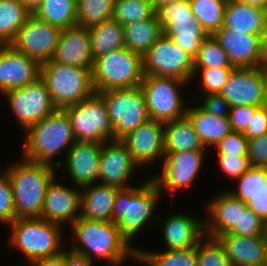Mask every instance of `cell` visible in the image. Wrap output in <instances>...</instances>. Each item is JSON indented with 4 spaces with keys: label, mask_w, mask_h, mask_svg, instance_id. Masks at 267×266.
Instances as JSON below:
<instances>
[{
    "label": "cell",
    "mask_w": 267,
    "mask_h": 266,
    "mask_svg": "<svg viewBox=\"0 0 267 266\" xmlns=\"http://www.w3.org/2000/svg\"><path fill=\"white\" fill-rule=\"evenodd\" d=\"M70 226L77 241L70 251L92 262L99 257L108 261V266H119L129 257L136 260L138 248L131 245L112 222L78 217Z\"/></svg>",
    "instance_id": "obj_1"
},
{
    "label": "cell",
    "mask_w": 267,
    "mask_h": 266,
    "mask_svg": "<svg viewBox=\"0 0 267 266\" xmlns=\"http://www.w3.org/2000/svg\"><path fill=\"white\" fill-rule=\"evenodd\" d=\"M24 133L23 158L35 163L56 166V168H60L62 162H55L53 165L55 155L66 147L68 152L76 142L70 120L63 109H57L29 127Z\"/></svg>",
    "instance_id": "obj_2"
},
{
    "label": "cell",
    "mask_w": 267,
    "mask_h": 266,
    "mask_svg": "<svg viewBox=\"0 0 267 266\" xmlns=\"http://www.w3.org/2000/svg\"><path fill=\"white\" fill-rule=\"evenodd\" d=\"M55 167L24 159L6 167L12 185L16 219L39 218Z\"/></svg>",
    "instance_id": "obj_3"
},
{
    "label": "cell",
    "mask_w": 267,
    "mask_h": 266,
    "mask_svg": "<svg viewBox=\"0 0 267 266\" xmlns=\"http://www.w3.org/2000/svg\"><path fill=\"white\" fill-rule=\"evenodd\" d=\"M161 192L150 178L138 187L120 189L115 197L111 222L131 244L134 237L153 218Z\"/></svg>",
    "instance_id": "obj_4"
},
{
    "label": "cell",
    "mask_w": 267,
    "mask_h": 266,
    "mask_svg": "<svg viewBox=\"0 0 267 266\" xmlns=\"http://www.w3.org/2000/svg\"><path fill=\"white\" fill-rule=\"evenodd\" d=\"M8 244L17 247L28 262L60 254L63 237L61 225L42 218H20L11 224Z\"/></svg>",
    "instance_id": "obj_5"
},
{
    "label": "cell",
    "mask_w": 267,
    "mask_h": 266,
    "mask_svg": "<svg viewBox=\"0 0 267 266\" xmlns=\"http://www.w3.org/2000/svg\"><path fill=\"white\" fill-rule=\"evenodd\" d=\"M92 69L61 64L52 59L41 64L40 77L57 109L77 104L95 92Z\"/></svg>",
    "instance_id": "obj_6"
},
{
    "label": "cell",
    "mask_w": 267,
    "mask_h": 266,
    "mask_svg": "<svg viewBox=\"0 0 267 266\" xmlns=\"http://www.w3.org/2000/svg\"><path fill=\"white\" fill-rule=\"evenodd\" d=\"M143 78V57L126 47L94 61L92 83L97 93L137 87L141 85Z\"/></svg>",
    "instance_id": "obj_7"
},
{
    "label": "cell",
    "mask_w": 267,
    "mask_h": 266,
    "mask_svg": "<svg viewBox=\"0 0 267 266\" xmlns=\"http://www.w3.org/2000/svg\"><path fill=\"white\" fill-rule=\"evenodd\" d=\"M72 127L76 142L104 143L113 140L107 107L102 96L94 92L89 97L63 108Z\"/></svg>",
    "instance_id": "obj_8"
},
{
    "label": "cell",
    "mask_w": 267,
    "mask_h": 266,
    "mask_svg": "<svg viewBox=\"0 0 267 266\" xmlns=\"http://www.w3.org/2000/svg\"><path fill=\"white\" fill-rule=\"evenodd\" d=\"M98 93L102 96L107 107L113 127V140H122L150 119L145 96L140 86Z\"/></svg>",
    "instance_id": "obj_9"
},
{
    "label": "cell",
    "mask_w": 267,
    "mask_h": 266,
    "mask_svg": "<svg viewBox=\"0 0 267 266\" xmlns=\"http://www.w3.org/2000/svg\"><path fill=\"white\" fill-rule=\"evenodd\" d=\"M163 35L195 58L205 38L209 36L195 19L189 0L161 7L157 12Z\"/></svg>",
    "instance_id": "obj_10"
},
{
    "label": "cell",
    "mask_w": 267,
    "mask_h": 266,
    "mask_svg": "<svg viewBox=\"0 0 267 266\" xmlns=\"http://www.w3.org/2000/svg\"><path fill=\"white\" fill-rule=\"evenodd\" d=\"M185 84L187 82L177 78L144 75L140 87L149 118L167 123L186 116L188 106H185L180 91Z\"/></svg>",
    "instance_id": "obj_11"
},
{
    "label": "cell",
    "mask_w": 267,
    "mask_h": 266,
    "mask_svg": "<svg viewBox=\"0 0 267 266\" xmlns=\"http://www.w3.org/2000/svg\"><path fill=\"white\" fill-rule=\"evenodd\" d=\"M143 73L188 83L193 78L194 58L170 38L161 35L143 56Z\"/></svg>",
    "instance_id": "obj_12"
},
{
    "label": "cell",
    "mask_w": 267,
    "mask_h": 266,
    "mask_svg": "<svg viewBox=\"0 0 267 266\" xmlns=\"http://www.w3.org/2000/svg\"><path fill=\"white\" fill-rule=\"evenodd\" d=\"M3 96L25 131L57 110L41 77L23 87L9 90Z\"/></svg>",
    "instance_id": "obj_13"
},
{
    "label": "cell",
    "mask_w": 267,
    "mask_h": 266,
    "mask_svg": "<svg viewBox=\"0 0 267 266\" xmlns=\"http://www.w3.org/2000/svg\"><path fill=\"white\" fill-rule=\"evenodd\" d=\"M60 34V28L30 14L9 45L42 64L53 58Z\"/></svg>",
    "instance_id": "obj_14"
},
{
    "label": "cell",
    "mask_w": 267,
    "mask_h": 266,
    "mask_svg": "<svg viewBox=\"0 0 267 266\" xmlns=\"http://www.w3.org/2000/svg\"><path fill=\"white\" fill-rule=\"evenodd\" d=\"M205 153L206 150L165 153L162 170L152 180L160 191H168L169 195L174 196L176 191L192 186L202 170Z\"/></svg>",
    "instance_id": "obj_15"
},
{
    "label": "cell",
    "mask_w": 267,
    "mask_h": 266,
    "mask_svg": "<svg viewBox=\"0 0 267 266\" xmlns=\"http://www.w3.org/2000/svg\"><path fill=\"white\" fill-rule=\"evenodd\" d=\"M137 167L122 140L102 143L98 175V181L102 184L113 185L120 189L130 188L132 185L129 186V181Z\"/></svg>",
    "instance_id": "obj_16"
},
{
    "label": "cell",
    "mask_w": 267,
    "mask_h": 266,
    "mask_svg": "<svg viewBox=\"0 0 267 266\" xmlns=\"http://www.w3.org/2000/svg\"><path fill=\"white\" fill-rule=\"evenodd\" d=\"M233 106H263L264 82L259 67L235 68L219 93Z\"/></svg>",
    "instance_id": "obj_17"
},
{
    "label": "cell",
    "mask_w": 267,
    "mask_h": 266,
    "mask_svg": "<svg viewBox=\"0 0 267 266\" xmlns=\"http://www.w3.org/2000/svg\"><path fill=\"white\" fill-rule=\"evenodd\" d=\"M41 75V64L13 49L0 45V93L23 87Z\"/></svg>",
    "instance_id": "obj_18"
},
{
    "label": "cell",
    "mask_w": 267,
    "mask_h": 266,
    "mask_svg": "<svg viewBox=\"0 0 267 266\" xmlns=\"http://www.w3.org/2000/svg\"><path fill=\"white\" fill-rule=\"evenodd\" d=\"M122 141L139 167L164 158V123L149 119L125 136Z\"/></svg>",
    "instance_id": "obj_19"
},
{
    "label": "cell",
    "mask_w": 267,
    "mask_h": 266,
    "mask_svg": "<svg viewBox=\"0 0 267 266\" xmlns=\"http://www.w3.org/2000/svg\"><path fill=\"white\" fill-rule=\"evenodd\" d=\"M81 188L67 187L55 182L48 184L40 218L49 222L70 225L80 217Z\"/></svg>",
    "instance_id": "obj_20"
},
{
    "label": "cell",
    "mask_w": 267,
    "mask_h": 266,
    "mask_svg": "<svg viewBox=\"0 0 267 266\" xmlns=\"http://www.w3.org/2000/svg\"><path fill=\"white\" fill-rule=\"evenodd\" d=\"M213 36L225 50L234 68L261 66L260 36L221 27Z\"/></svg>",
    "instance_id": "obj_21"
},
{
    "label": "cell",
    "mask_w": 267,
    "mask_h": 266,
    "mask_svg": "<svg viewBox=\"0 0 267 266\" xmlns=\"http://www.w3.org/2000/svg\"><path fill=\"white\" fill-rule=\"evenodd\" d=\"M101 148V143L75 142L66 154L62 172L66 171L79 188L98 182Z\"/></svg>",
    "instance_id": "obj_22"
},
{
    "label": "cell",
    "mask_w": 267,
    "mask_h": 266,
    "mask_svg": "<svg viewBox=\"0 0 267 266\" xmlns=\"http://www.w3.org/2000/svg\"><path fill=\"white\" fill-rule=\"evenodd\" d=\"M52 60L81 68H93L89 29L76 25L61 30Z\"/></svg>",
    "instance_id": "obj_23"
},
{
    "label": "cell",
    "mask_w": 267,
    "mask_h": 266,
    "mask_svg": "<svg viewBox=\"0 0 267 266\" xmlns=\"http://www.w3.org/2000/svg\"><path fill=\"white\" fill-rule=\"evenodd\" d=\"M166 250H186L196 247L205 236L204 220L187 214L176 213L163 221Z\"/></svg>",
    "instance_id": "obj_24"
},
{
    "label": "cell",
    "mask_w": 267,
    "mask_h": 266,
    "mask_svg": "<svg viewBox=\"0 0 267 266\" xmlns=\"http://www.w3.org/2000/svg\"><path fill=\"white\" fill-rule=\"evenodd\" d=\"M232 266L261 265L267 240L265 236H241L224 233L216 237Z\"/></svg>",
    "instance_id": "obj_25"
},
{
    "label": "cell",
    "mask_w": 267,
    "mask_h": 266,
    "mask_svg": "<svg viewBox=\"0 0 267 266\" xmlns=\"http://www.w3.org/2000/svg\"><path fill=\"white\" fill-rule=\"evenodd\" d=\"M216 197L207 204L204 218V234L211 238L227 233L241 217V200L228 191Z\"/></svg>",
    "instance_id": "obj_26"
},
{
    "label": "cell",
    "mask_w": 267,
    "mask_h": 266,
    "mask_svg": "<svg viewBox=\"0 0 267 266\" xmlns=\"http://www.w3.org/2000/svg\"><path fill=\"white\" fill-rule=\"evenodd\" d=\"M98 183L81 188L80 217L111 222L114 200L120 188Z\"/></svg>",
    "instance_id": "obj_27"
},
{
    "label": "cell",
    "mask_w": 267,
    "mask_h": 266,
    "mask_svg": "<svg viewBox=\"0 0 267 266\" xmlns=\"http://www.w3.org/2000/svg\"><path fill=\"white\" fill-rule=\"evenodd\" d=\"M266 21L267 10L236 0H227L222 27L261 36Z\"/></svg>",
    "instance_id": "obj_28"
},
{
    "label": "cell",
    "mask_w": 267,
    "mask_h": 266,
    "mask_svg": "<svg viewBox=\"0 0 267 266\" xmlns=\"http://www.w3.org/2000/svg\"><path fill=\"white\" fill-rule=\"evenodd\" d=\"M186 116L192 122L204 148L215 147L232 132L228 117L210 114L199 105L188 107Z\"/></svg>",
    "instance_id": "obj_29"
},
{
    "label": "cell",
    "mask_w": 267,
    "mask_h": 266,
    "mask_svg": "<svg viewBox=\"0 0 267 266\" xmlns=\"http://www.w3.org/2000/svg\"><path fill=\"white\" fill-rule=\"evenodd\" d=\"M161 35L163 30L156 12L150 18L124 26L125 47L142 57Z\"/></svg>",
    "instance_id": "obj_30"
},
{
    "label": "cell",
    "mask_w": 267,
    "mask_h": 266,
    "mask_svg": "<svg viewBox=\"0 0 267 266\" xmlns=\"http://www.w3.org/2000/svg\"><path fill=\"white\" fill-rule=\"evenodd\" d=\"M207 150L187 116L164 123V152Z\"/></svg>",
    "instance_id": "obj_31"
},
{
    "label": "cell",
    "mask_w": 267,
    "mask_h": 266,
    "mask_svg": "<svg viewBox=\"0 0 267 266\" xmlns=\"http://www.w3.org/2000/svg\"><path fill=\"white\" fill-rule=\"evenodd\" d=\"M89 32L94 61L103 55L125 47L124 26L113 18L90 28Z\"/></svg>",
    "instance_id": "obj_32"
},
{
    "label": "cell",
    "mask_w": 267,
    "mask_h": 266,
    "mask_svg": "<svg viewBox=\"0 0 267 266\" xmlns=\"http://www.w3.org/2000/svg\"><path fill=\"white\" fill-rule=\"evenodd\" d=\"M33 15L61 30L76 26V0H43Z\"/></svg>",
    "instance_id": "obj_33"
},
{
    "label": "cell",
    "mask_w": 267,
    "mask_h": 266,
    "mask_svg": "<svg viewBox=\"0 0 267 266\" xmlns=\"http://www.w3.org/2000/svg\"><path fill=\"white\" fill-rule=\"evenodd\" d=\"M30 13L19 0H0V45H9Z\"/></svg>",
    "instance_id": "obj_34"
},
{
    "label": "cell",
    "mask_w": 267,
    "mask_h": 266,
    "mask_svg": "<svg viewBox=\"0 0 267 266\" xmlns=\"http://www.w3.org/2000/svg\"><path fill=\"white\" fill-rule=\"evenodd\" d=\"M136 260L148 266H197L196 247L162 252L137 249Z\"/></svg>",
    "instance_id": "obj_35"
},
{
    "label": "cell",
    "mask_w": 267,
    "mask_h": 266,
    "mask_svg": "<svg viewBox=\"0 0 267 266\" xmlns=\"http://www.w3.org/2000/svg\"><path fill=\"white\" fill-rule=\"evenodd\" d=\"M115 0H76L77 25L90 29L112 19Z\"/></svg>",
    "instance_id": "obj_36"
},
{
    "label": "cell",
    "mask_w": 267,
    "mask_h": 266,
    "mask_svg": "<svg viewBox=\"0 0 267 266\" xmlns=\"http://www.w3.org/2000/svg\"><path fill=\"white\" fill-rule=\"evenodd\" d=\"M195 19L209 35L223 26L227 0H189Z\"/></svg>",
    "instance_id": "obj_37"
},
{
    "label": "cell",
    "mask_w": 267,
    "mask_h": 266,
    "mask_svg": "<svg viewBox=\"0 0 267 266\" xmlns=\"http://www.w3.org/2000/svg\"><path fill=\"white\" fill-rule=\"evenodd\" d=\"M155 13L152 3L145 0H115L113 19L123 26L150 18Z\"/></svg>",
    "instance_id": "obj_38"
},
{
    "label": "cell",
    "mask_w": 267,
    "mask_h": 266,
    "mask_svg": "<svg viewBox=\"0 0 267 266\" xmlns=\"http://www.w3.org/2000/svg\"><path fill=\"white\" fill-rule=\"evenodd\" d=\"M234 68L225 50L213 35L205 38L197 56L194 58V68Z\"/></svg>",
    "instance_id": "obj_39"
},
{
    "label": "cell",
    "mask_w": 267,
    "mask_h": 266,
    "mask_svg": "<svg viewBox=\"0 0 267 266\" xmlns=\"http://www.w3.org/2000/svg\"><path fill=\"white\" fill-rule=\"evenodd\" d=\"M237 181L238 189L228 192L247 203L253 195L267 188V167H251Z\"/></svg>",
    "instance_id": "obj_40"
},
{
    "label": "cell",
    "mask_w": 267,
    "mask_h": 266,
    "mask_svg": "<svg viewBox=\"0 0 267 266\" xmlns=\"http://www.w3.org/2000/svg\"><path fill=\"white\" fill-rule=\"evenodd\" d=\"M196 258L197 266H232L220 242L206 235L196 246Z\"/></svg>",
    "instance_id": "obj_41"
},
{
    "label": "cell",
    "mask_w": 267,
    "mask_h": 266,
    "mask_svg": "<svg viewBox=\"0 0 267 266\" xmlns=\"http://www.w3.org/2000/svg\"><path fill=\"white\" fill-rule=\"evenodd\" d=\"M227 233L241 236H264L265 221L241 201V217Z\"/></svg>",
    "instance_id": "obj_42"
},
{
    "label": "cell",
    "mask_w": 267,
    "mask_h": 266,
    "mask_svg": "<svg viewBox=\"0 0 267 266\" xmlns=\"http://www.w3.org/2000/svg\"><path fill=\"white\" fill-rule=\"evenodd\" d=\"M235 68H194L193 77L201 73V91L203 94H218Z\"/></svg>",
    "instance_id": "obj_43"
},
{
    "label": "cell",
    "mask_w": 267,
    "mask_h": 266,
    "mask_svg": "<svg viewBox=\"0 0 267 266\" xmlns=\"http://www.w3.org/2000/svg\"><path fill=\"white\" fill-rule=\"evenodd\" d=\"M15 219L12 185L5 170L0 174V222L9 225Z\"/></svg>",
    "instance_id": "obj_44"
},
{
    "label": "cell",
    "mask_w": 267,
    "mask_h": 266,
    "mask_svg": "<svg viewBox=\"0 0 267 266\" xmlns=\"http://www.w3.org/2000/svg\"><path fill=\"white\" fill-rule=\"evenodd\" d=\"M218 155L247 156L248 139L242 132H231L216 146Z\"/></svg>",
    "instance_id": "obj_45"
},
{
    "label": "cell",
    "mask_w": 267,
    "mask_h": 266,
    "mask_svg": "<svg viewBox=\"0 0 267 266\" xmlns=\"http://www.w3.org/2000/svg\"><path fill=\"white\" fill-rule=\"evenodd\" d=\"M220 169L226 176L238 179L251 168L247 156L217 155Z\"/></svg>",
    "instance_id": "obj_46"
},
{
    "label": "cell",
    "mask_w": 267,
    "mask_h": 266,
    "mask_svg": "<svg viewBox=\"0 0 267 266\" xmlns=\"http://www.w3.org/2000/svg\"><path fill=\"white\" fill-rule=\"evenodd\" d=\"M247 158L251 167H267V132L248 139Z\"/></svg>",
    "instance_id": "obj_47"
},
{
    "label": "cell",
    "mask_w": 267,
    "mask_h": 266,
    "mask_svg": "<svg viewBox=\"0 0 267 266\" xmlns=\"http://www.w3.org/2000/svg\"><path fill=\"white\" fill-rule=\"evenodd\" d=\"M258 106L244 105L230 107L229 123L233 132H244Z\"/></svg>",
    "instance_id": "obj_48"
},
{
    "label": "cell",
    "mask_w": 267,
    "mask_h": 266,
    "mask_svg": "<svg viewBox=\"0 0 267 266\" xmlns=\"http://www.w3.org/2000/svg\"><path fill=\"white\" fill-rule=\"evenodd\" d=\"M267 132V106L263 105L258 107L243 135L247 139L260 137Z\"/></svg>",
    "instance_id": "obj_49"
},
{
    "label": "cell",
    "mask_w": 267,
    "mask_h": 266,
    "mask_svg": "<svg viewBox=\"0 0 267 266\" xmlns=\"http://www.w3.org/2000/svg\"><path fill=\"white\" fill-rule=\"evenodd\" d=\"M204 101L200 106L206 110L208 113L216 115L228 117L230 112V104L229 102L221 96L219 93L217 94H207L204 95Z\"/></svg>",
    "instance_id": "obj_50"
},
{
    "label": "cell",
    "mask_w": 267,
    "mask_h": 266,
    "mask_svg": "<svg viewBox=\"0 0 267 266\" xmlns=\"http://www.w3.org/2000/svg\"><path fill=\"white\" fill-rule=\"evenodd\" d=\"M247 208L253 211L264 221L267 220V188L259 191L246 203Z\"/></svg>",
    "instance_id": "obj_51"
},
{
    "label": "cell",
    "mask_w": 267,
    "mask_h": 266,
    "mask_svg": "<svg viewBox=\"0 0 267 266\" xmlns=\"http://www.w3.org/2000/svg\"><path fill=\"white\" fill-rule=\"evenodd\" d=\"M93 262L85 256L78 255L66 249L63 251V266H92Z\"/></svg>",
    "instance_id": "obj_52"
},
{
    "label": "cell",
    "mask_w": 267,
    "mask_h": 266,
    "mask_svg": "<svg viewBox=\"0 0 267 266\" xmlns=\"http://www.w3.org/2000/svg\"><path fill=\"white\" fill-rule=\"evenodd\" d=\"M29 263V266H63V252L52 257L36 259Z\"/></svg>",
    "instance_id": "obj_53"
},
{
    "label": "cell",
    "mask_w": 267,
    "mask_h": 266,
    "mask_svg": "<svg viewBox=\"0 0 267 266\" xmlns=\"http://www.w3.org/2000/svg\"><path fill=\"white\" fill-rule=\"evenodd\" d=\"M261 42V65L267 64V21L260 36Z\"/></svg>",
    "instance_id": "obj_54"
},
{
    "label": "cell",
    "mask_w": 267,
    "mask_h": 266,
    "mask_svg": "<svg viewBox=\"0 0 267 266\" xmlns=\"http://www.w3.org/2000/svg\"><path fill=\"white\" fill-rule=\"evenodd\" d=\"M25 9L30 13L34 14L40 7L43 0H19Z\"/></svg>",
    "instance_id": "obj_55"
},
{
    "label": "cell",
    "mask_w": 267,
    "mask_h": 266,
    "mask_svg": "<svg viewBox=\"0 0 267 266\" xmlns=\"http://www.w3.org/2000/svg\"><path fill=\"white\" fill-rule=\"evenodd\" d=\"M237 2L267 10V0H236Z\"/></svg>",
    "instance_id": "obj_56"
},
{
    "label": "cell",
    "mask_w": 267,
    "mask_h": 266,
    "mask_svg": "<svg viewBox=\"0 0 267 266\" xmlns=\"http://www.w3.org/2000/svg\"><path fill=\"white\" fill-rule=\"evenodd\" d=\"M260 69L264 82V105L267 106V64L261 65Z\"/></svg>",
    "instance_id": "obj_57"
},
{
    "label": "cell",
    "mask_w": 267,
    "mask_h": 266,
    "mask_svg": "<svg viewBox=\"0 0 267 266\" xmlns=\"http://www.w3.org/2000/svg\"><path fill=\"white\" fill-rule=\"evenodd\" d=\"M181 0H154L153 1V8L155 12H157L161 7L178 2Z\"/></svg>",
    "instance_id": "obj_58"
},
{
    "label": "cell",
    "mask_w": 267,
    "mask_h": 266,
    "mask_svg": "<svg viewBox=\"0 0 267 266\" xmlns=\"http://www.w3.org/2000/svg\"><path fill=\"white\" fill-rule=\"evenodd\" d=\"M262 264L267 266V243H266V247H265V251H264V259H263Z\"/></svg>",
    "instance_id": "obj_59"
},
{
    "label": "cell",
    "mask_w": 267,
    "mask_h": 266,
    "mask_svg": "<svg viewBox=\"0 0 267 266\" xmlns=\"http://www.w3.org/2000/svg\"><path fill=\"white\" fill-rule=\"evenodd\" d=\"M265 239L267 240V220L265 221V233H264Z\"/></svg>",
    "instance_id": "obj_60"
},
{
    "label": "cell",
    "mask_w": 267,
    "mask_h": 266,
    "mask_svg": "<svg viewBox=\"0 0 267 266\" xmlns=\"http://www.w3.org/2000/svg\"><path fill=\"white\" fill-rule=\"evenodd\" d=\"M145 1H148V2H150V3H152V4H153V1H154V0H145Z\"/></svg>",
    "instance_id": "obj_61"
}]
</instances>
